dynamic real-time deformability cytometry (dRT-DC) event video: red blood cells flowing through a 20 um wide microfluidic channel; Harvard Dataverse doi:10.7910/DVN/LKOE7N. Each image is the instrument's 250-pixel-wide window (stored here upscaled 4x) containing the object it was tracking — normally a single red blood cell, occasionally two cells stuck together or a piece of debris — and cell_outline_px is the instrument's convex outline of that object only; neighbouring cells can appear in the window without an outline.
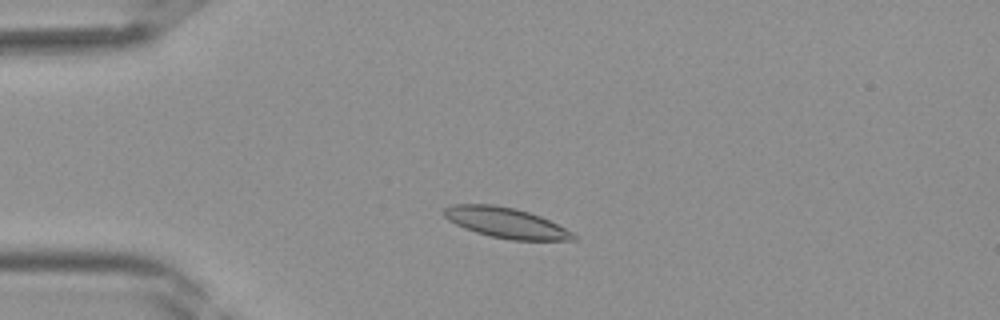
{"species": "Egyptian fruit bat (a non-hibernating species)", "species_latin": "Rousettus aegyptiacus", "temperature_condition": "room temperature", "stored_images_in_passage": 34, "camera_frame_rate_fps": 3000, "um_per_image_px": 0.085, "frame": {"image": 1, "passage_image": 3, "time_ms": 0.667, "image_size_px": [1000, 320], "cell_outline_px": [[576, 240], [512, 240], [488, 236], [464, 228], [448, 220], [444, 216], [444, 208], [452, 204], [492, 204], [516, 208], [540, 216], [572, 232], [576, 236]], "centroid_in_image_um": [42.97, 18.93], "position_along_channel_um": 42.0, "area_um2": 22.77}}
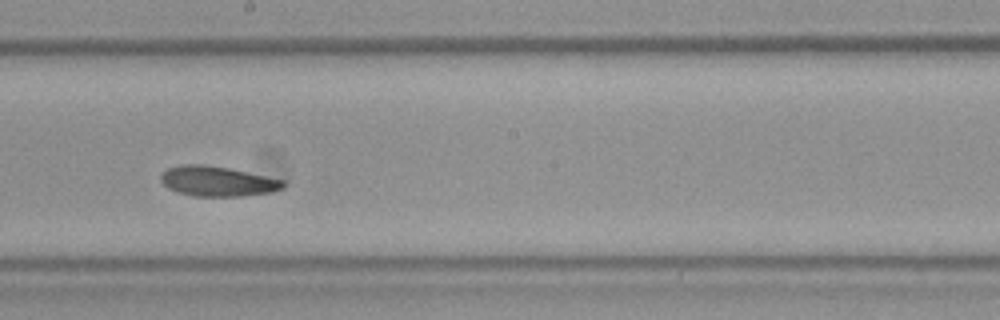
{"frame": {"image": 2, "passage_image": 16, "time_ms": 5.0, "image_size_px": [1000, 320], "cell_outline_px": [[284, 184], [280, 188], [268, 192], [244, 196], [192, 196], [168, 188], [160, 180], [160, 176], [168, 168], [180, 164], [204, 164], [228, 168], [284, 180]], "centroid_in_image_um": [18.43, 15.4], "position_along_channel_um": 229.8, "area_um2": 21.1}}
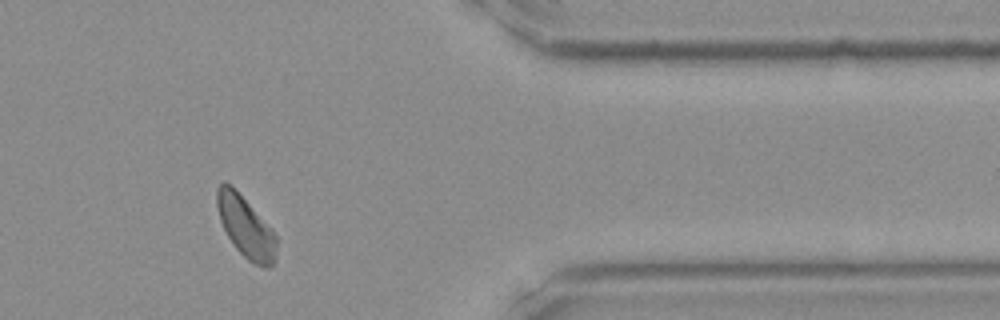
{"frame": {"image": 3, "passage_image": 27, "time_ms": 8.667, "image_size_px": [1000, 320], "cell_outline_px": [[276, 260], [268, 268], [264, 268], [248, 260], [236, 248], [228, 236], [220, 220], [216, 204], [216, 188], [224, 180], [232, 184], [272, 228], [276, 236]], "centroid_in_image_um": [20.88, 19.24], "position_along_channel_um": 390.5, "area_um2": 21.44}}